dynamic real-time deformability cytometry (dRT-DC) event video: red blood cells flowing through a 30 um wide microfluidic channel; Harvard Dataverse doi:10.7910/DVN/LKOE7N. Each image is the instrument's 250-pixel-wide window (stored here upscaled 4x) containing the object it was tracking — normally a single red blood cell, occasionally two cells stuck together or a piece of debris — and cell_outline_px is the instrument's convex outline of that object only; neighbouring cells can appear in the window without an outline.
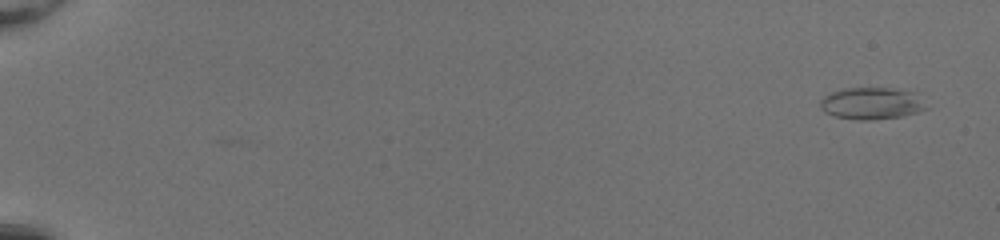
{"species": "common noctule bat (a hibernating species)", "species_latin": "Nyctalus noctula", "temperature_condition": "room temperature", "stored_images_in_passage": 53, "camera_frame_rate_fps": 3000, "um_per_image_px": 0.085, "animal": {"sex": "female", "body_mass_g": 20.0, "forearm_length_mm": 54.0}, "frame": {"image": 1, "passage_image": 3, "time_ms": 0.667, "image_size_px": [1000, 240], "cell_outline_px": [[928, 108], [916, 112], [900, 116], [872, 120], [860, 120], [832, 116], [824, 112], [820, 108], [820, 100], [824, 96], [832, 92], [844, 88], [892, 88], [912, 92]], "centroid_in_image_um": [74.0, 8.79], "position_along_channel_um": 11.0, "area_um2": 19.48}}
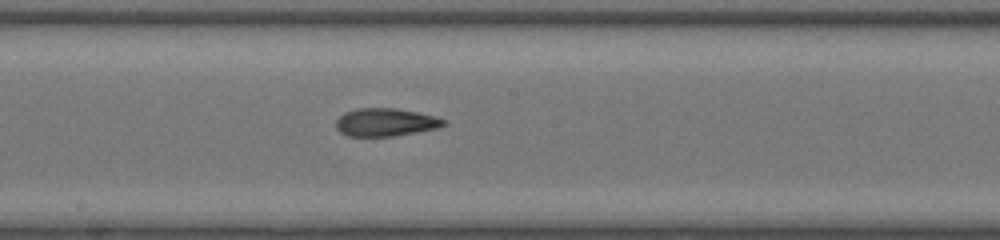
{"frame": {"image": 2, "passage_image": 32, "time_ms": 10.333, "image_size_px": [1000, 240], "cell_outline_px": [[448, 124], [440, 128], [392, 136], [348, 136], [340, 132], [336, 128], [336, 120], [344, 112], [356, 108], [396, 108], [416, 112], [448, 120]], "centroid_in_image_um": [32.78, 10.39], "position_along_channel_um": 215.4, "area_um2": 17.63}}
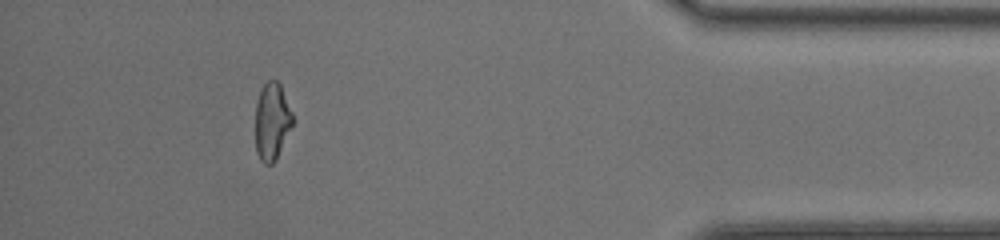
{"frame": {"image": 3, "passage_image": 49, "time_ms": 16.0, "image_size_px": [1000, 240], "cell_outline_px": [[292, 124], [276, 160], [272, 164], [264, 164], [260, 160], [256, 152], [256, 100], [264, 84], [268, 80], [276, 80], [280, 84], [292, 112]], "centroid_in_image_um": [23.1, 10.33], "position_along_channel_um": 412.1, "area_um2": 16.59}, "authors_computed_cell_mechanics": {"area_um2": 17.9758, "velocity_mm_per_s": 4.1703, "shape_relaxation_time_tau1_ms": 9.4847, "shape_relaxation_time_tau2_ms": 2.4067, "deformation_change_tau1": 0.2817, "deformation_change_tau2": 0.1105}}